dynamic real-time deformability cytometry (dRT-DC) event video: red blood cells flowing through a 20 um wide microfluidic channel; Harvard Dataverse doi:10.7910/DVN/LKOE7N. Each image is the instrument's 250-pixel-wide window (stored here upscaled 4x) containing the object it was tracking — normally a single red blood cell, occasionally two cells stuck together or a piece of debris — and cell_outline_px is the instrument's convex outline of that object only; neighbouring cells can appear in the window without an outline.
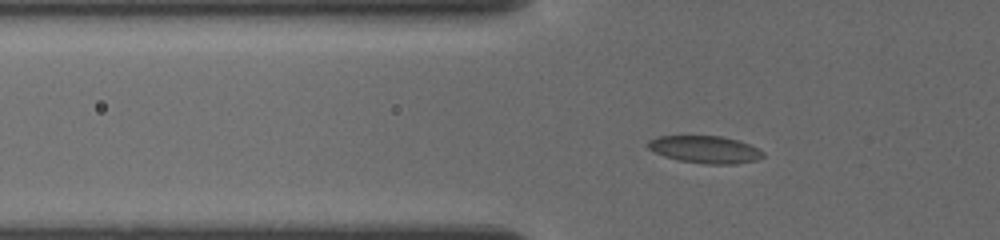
{"species": "common noctule bat (a hibernating species)", "species_latin": "Nyctalus noctula", "temperature_condition": "cold", "stored_images_in_passage": 28, "camera_frame_rate_fps": 3000, "um_per_image_px": 0.085, "animal": {"sex": "female", "body_mass_g": 19.5, "forearm_length_mm": 54.1}, "frame": {"image": 1, "passage_image": 3, "time_ms": 0.667, "image_size_px": [1000, 240], "cell_outline_px": [[764, 156], [756, 160], [736, 164], [704, 164], [680, 160], [664, 156], [648, 148], [648, 140], [660, 136], [724, 136], [748, 144], [764, 152]], "centroid_in_image_um": [59.94, 12.71], "position_along_channel_um": 65.9, "area_um2": 18.15}}
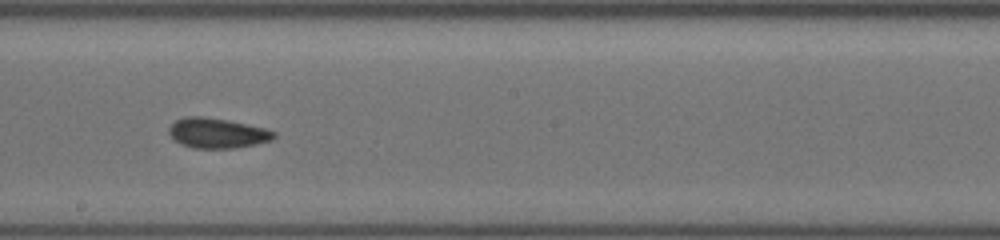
{"frame": {"image": 2, "passage_image": 18, "time_ms": 5.0, "image_size_px": [1000, 240], "cell_outline_px": [[276, 136], [272, 140], [256, 144], [232, 148], [192, 148], [180, 144], [168, 132], [168, 128], [176, 120], [184, 116], [204, 116], [228, 120], [264, 128], [276, 132]], "centroid_in_image_um": [18.45, 11.31], "position_along_channel_um": 229.7, "area_um2": 18.38}}
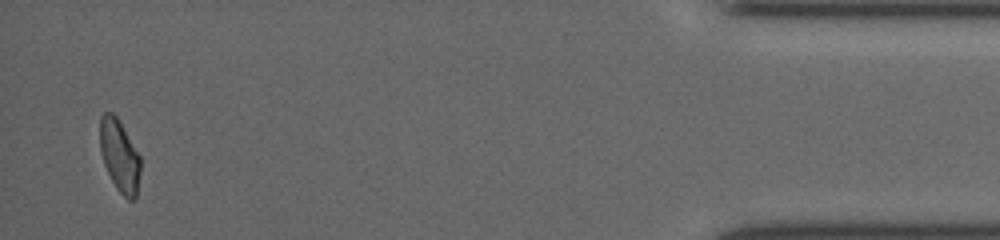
{"frame": {"image": 3, "passage_image": 28, "time_ms": 11.667, "image_size_px": [1000, 240], "cell_outline_px": [[140, 172], [136, 196], [132, 200], [128, 200], [116, 188], [104, 164], [100, 152], [100, 116], [104, 112], [112, 112], [116, 116], [140, 156]], "centroid_in_image_um": [10.15, 13.24], "position_along_channel_um": 425.1, "area_um2": 16.82}}